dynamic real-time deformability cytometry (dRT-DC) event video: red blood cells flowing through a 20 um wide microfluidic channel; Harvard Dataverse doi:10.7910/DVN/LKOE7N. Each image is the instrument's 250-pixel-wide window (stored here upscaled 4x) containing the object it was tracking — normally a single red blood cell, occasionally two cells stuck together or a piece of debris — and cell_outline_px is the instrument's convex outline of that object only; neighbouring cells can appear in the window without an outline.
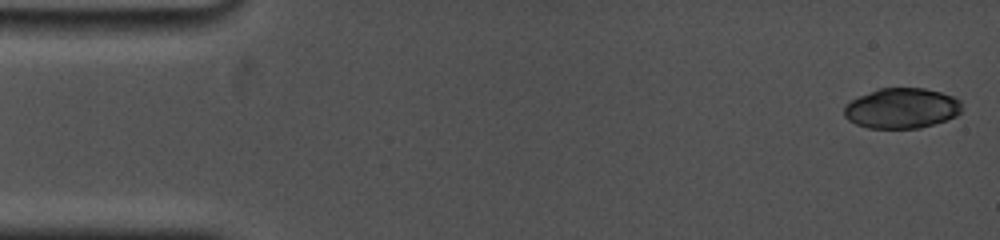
{"species": "common noctule bat (a hibernating species)", "species_latin": "Nyctalus noctula", "temperature_condition": "cold", "stored_images_in_passage": 11, "camera_frame_rate_fps": 5000, "um_per_image_px": 0.085, "animal": {"sex": "female", "body_mass_g": 19.0, "forearm_length_mm": 53.3}, "frame": {"image": 1, "passage_image": 1, "time_ms": 0.0, "image_size_px": [1000, 240], "cell_outline_px": [[960, 112], [956, 116], [920, 128], [868, 128], [856, 124], [848, 120], [844, 116], [844, 108], [852, 100], [860, 96], [880, 88], [924, 88], [940, 92], [952, 96], [960, 100]], "centroid_in_image_um": [76.63, 9.2], "position_along_channel_um": 8.4, "area_um2": 27.34}}
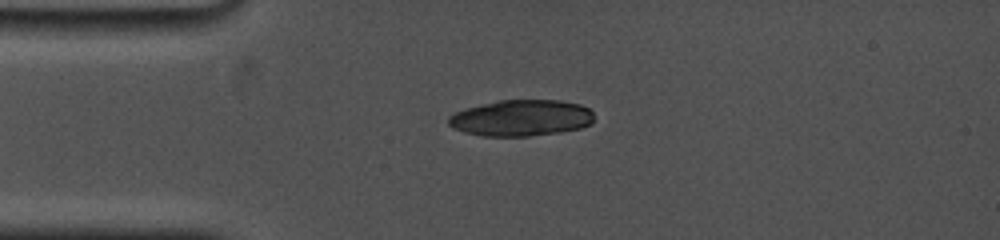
{"frame": {"image": 2, "passage_image": 10, "time_ms": 3.6, "image_size_px": [1000, 240], "cell_outline_px": [[592, 124], [580, 128], [560, 132], [528, 136], [480, 136], [464, 132], [452, 128], [448, 124], [448, 116], [456, 112], [468, 108], [500, 100], [560, 100], [580, 104], [588, 108], [592, 112]], "centroid_in_image_um": [44.3, 10.03], "position_along_channel_um": 40.7, "area_um2": 30.69}}